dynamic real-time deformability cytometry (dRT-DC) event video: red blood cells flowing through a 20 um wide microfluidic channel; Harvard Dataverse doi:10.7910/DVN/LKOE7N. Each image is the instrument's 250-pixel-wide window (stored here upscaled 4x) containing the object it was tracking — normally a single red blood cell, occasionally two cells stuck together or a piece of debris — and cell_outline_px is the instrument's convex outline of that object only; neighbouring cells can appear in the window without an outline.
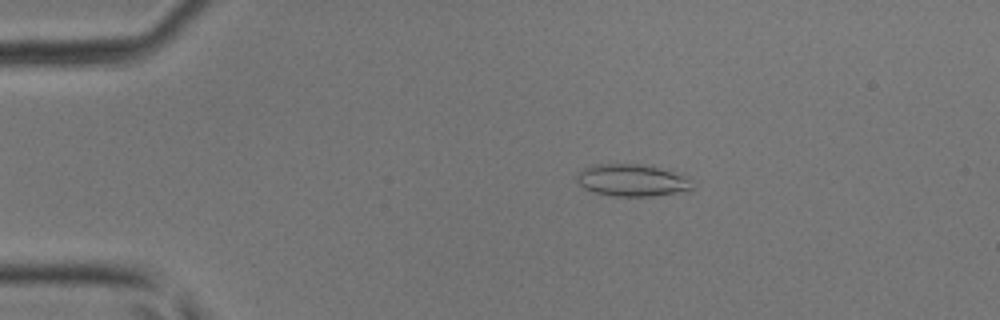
{"species": "common noctule bat (a hibernating species)", "species_latin": "Nyctalus noctula", "temperature_condition": "room temperature", "stored_images_in_passage": 42, "camera_frame_rate_fps": 3000, "um_per_image_px": 0.085, "animal": {"sex": "male", "body_mass_g": 17.9, "forearm_length_mm": 54.2}, "frame": {"image": 1, "passage_image": 6, "time_ms": 1.667, "image_size_px": [1000, 320], "cell_outline_px": [[692, 188], [688, 192], [652, 196], [612, 196], [592, 192], [584, 188], [576, 180], [576, 176], [584, 168], [596, 164], [640, 164], [680, 172], [688, 180]], "centroid_in_image_um": [53.74, 15.33], "position_along_channel_um": 31.3, "area_um2": 21.73}}
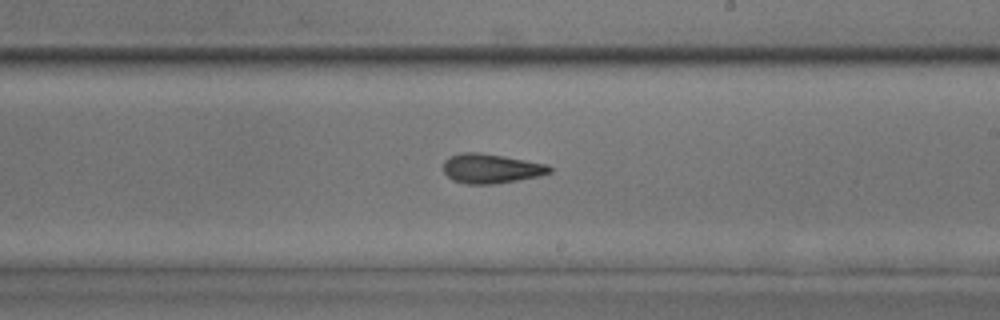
{"frame": {"image": 2, "passage_image": 24, "time_ms": 7.667, "image_size_px": [1000, 320], "cell_outline_px": [[552, 172], [540, 176], [496, 184], [464, 184], [452, 180], [444, 172], [444, 160], [448, 156], [460, 152], [480, 152], [504, 156], [548, 164], [552, 168]], "centroid_in_image_um": [41.73, 14.32], "position_along_channel_um": 247.3, "area_um2": 18.55}}
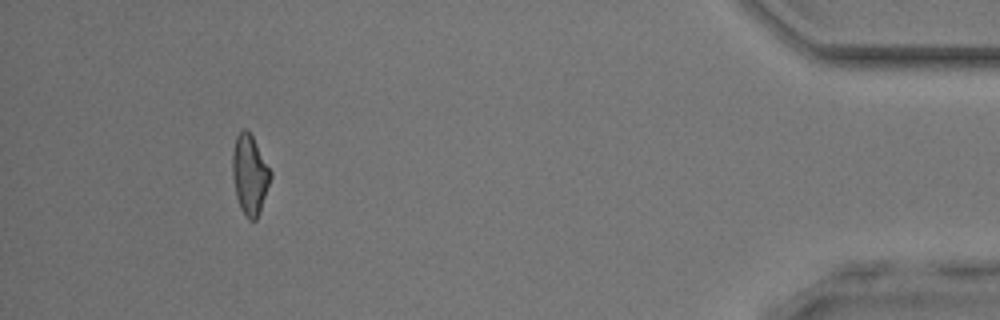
{"frame": {"image": 3, "passage_image": 39, "time_ms": 12.667, "image_size_px": [1000, 320], "cell_outline_px": [[272, 176], [260, 212], [256, 220], [248, 220], [244, 216], [240, 208], [236, 196], [232, 176], [232, 152], [236, 136], [244, 128], [252, 136], [272, 172]], "centroid_in_image_um": [21.22, 14.88], "position_along_channel_um": 414.0, "area_um2": 17.74}}